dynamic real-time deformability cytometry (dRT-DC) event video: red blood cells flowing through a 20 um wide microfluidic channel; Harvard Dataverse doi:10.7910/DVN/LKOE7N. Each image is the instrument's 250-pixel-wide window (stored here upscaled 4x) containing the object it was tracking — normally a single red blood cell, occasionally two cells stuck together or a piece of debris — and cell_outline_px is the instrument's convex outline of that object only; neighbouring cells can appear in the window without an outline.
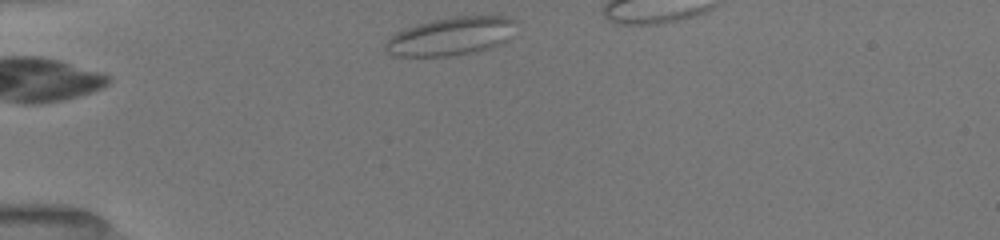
{"species": "common noctule bat (a hibernating species)", "species_latin": "Nyctalus noctula", "temperature_condition": "room temperature", "stored_images_in_passage": 49, "camera_frame_rate_fps": 3000, "um_per_image_px": 0.085, "animal": {"sex": "female", "body_mass_g": 19.5, "forearm_length_mm": 54.1}, "frame": {"image": 1, "passage_image": 1, "time_ms": 0.0, "image_size_px": [1000, 240], "cell_outline_px": [[512, 20], [504, 40], [488, 48], [476, 52], [448, 56], [392, 56], [384, 48], [384, 44], [392, 36], [400, 32], [420, 24], [432, 20], [460, 16], [504, 16]], "centroid_in_image_um": [38.21, 3.11], "position_along_channel_um": 46.8, "area_um2": 27.74}}
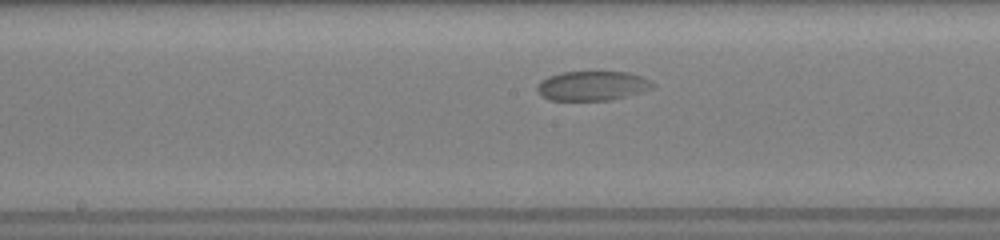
{"frame": {"image": 2, "passage_image": 24, "time_ms": 4.667, "image_size_px": [1000, 240], "cell_outline_px": [[656, 88], [612, 100], [548, 100], [540, 96], [536, 88], [540, 80], [548, 76], [564, 72], [628, 72], [652, 80], [656, 84]], "centroid_in_image_um": [50.37, 7.3], "position_along_channel_um": 197.8, "area_um2": 20.11}}
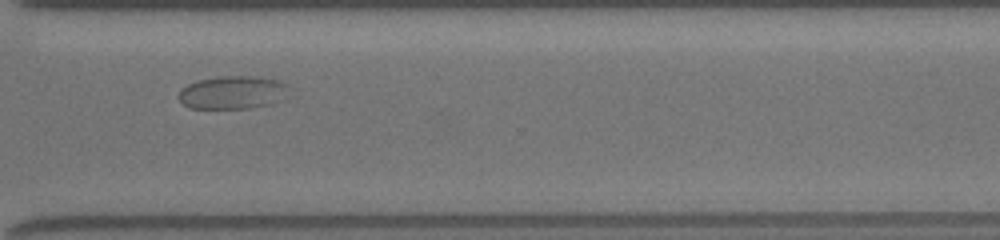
{"frame": {"image": 3, "passage_image": 48, "time_ms": 8.667, "image_size_px": [1000, 240], "cell_outline_px": [[296, 96], [276, 104], [252, 108], [188, 108], [180, 100], [180, 88], [188, 84], [200, 80], [224, 76], [256, 76], [276, 80], [288, 84]], "centroid_in_image_um": [19.97, 7.88], "position_along_channel_um": 350.6, "area_um2": 22.02}}